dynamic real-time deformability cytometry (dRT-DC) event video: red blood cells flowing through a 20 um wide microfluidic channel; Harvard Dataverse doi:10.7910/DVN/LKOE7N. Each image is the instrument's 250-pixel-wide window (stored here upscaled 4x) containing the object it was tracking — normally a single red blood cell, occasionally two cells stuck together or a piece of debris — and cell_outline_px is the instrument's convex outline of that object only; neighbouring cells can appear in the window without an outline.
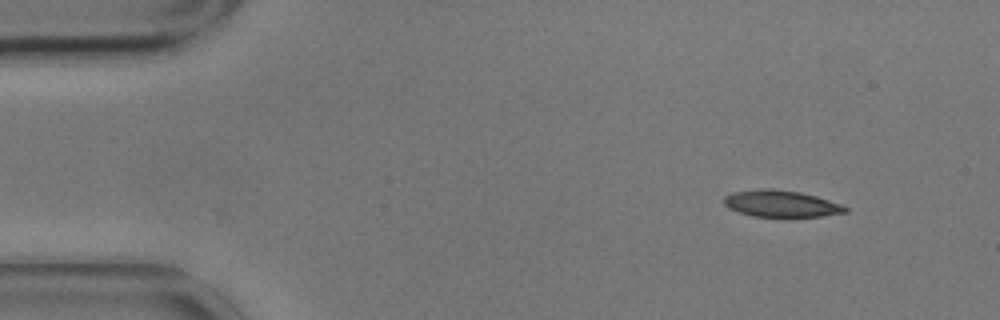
{"species": "common noctule bat (a hibernating species)", "species_latin": "Nyctalus noctula", "temperature_condition": "cold", "stored_images_in_passage": 3, "camera_frame_rate_fps": 3000, "um_per_image_px": 0.085, "animal": {"sex": "male", "body_mass_g": 17.9}, "frame": {"image": 1, "passage_image": 3, "time_ms": 0.667, "image_size_px": [1000, 320], "cell_outline_px": [[848, 212], [820, 216], [752, 216], [728, 208], [724, 204], [724, 196], [732, 192], [764, 188], [772, 188], [800, 192], [816, 196], [840, 204], [848, 208]], "centroid_in_image_um": [66.37, 17.3], "position_along_channel_um": 18.6, "area_um2": 18.67}}